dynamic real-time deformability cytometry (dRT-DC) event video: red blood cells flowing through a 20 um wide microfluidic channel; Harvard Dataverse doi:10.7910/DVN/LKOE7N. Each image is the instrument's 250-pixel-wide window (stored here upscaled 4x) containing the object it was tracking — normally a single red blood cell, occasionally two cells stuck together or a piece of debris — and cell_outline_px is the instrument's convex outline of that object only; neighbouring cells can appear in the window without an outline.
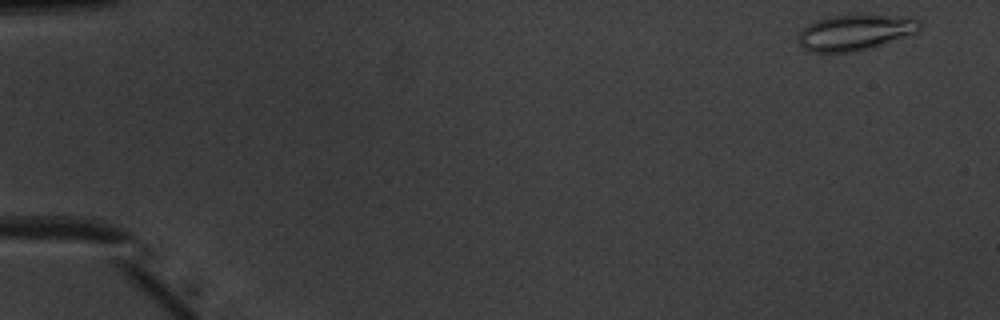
{"species": "common noctule bat (a hibernating species)", "species_latin": "Nyctalus noctula", "temperature_condition": "warm", "stored_images_in_passage": 50, "camera_frame_rate_fps": 3000, "um_per_image_px": 0.085, "animal": {"sex": "male", "body_mass_g": 20.1, "forearm_length_mm": 53.5}, "frame": {"image": 1, "passage_image": 2, "time_ms": 0.333, "image_size_px": [1000, 320], "cell_outline_px": [[924, 24], [916, 32], [880, 44], [852, 52], [812, 52], [804, 48], [800, 44], [796, 36], [808, 24], [816, 20], [832, 16], [896, 16], [916, 20]], "centroid_in_image_um": [72.61, 2.77], "position_along_channel_um": 12.4, "area_um2": 24.39}}
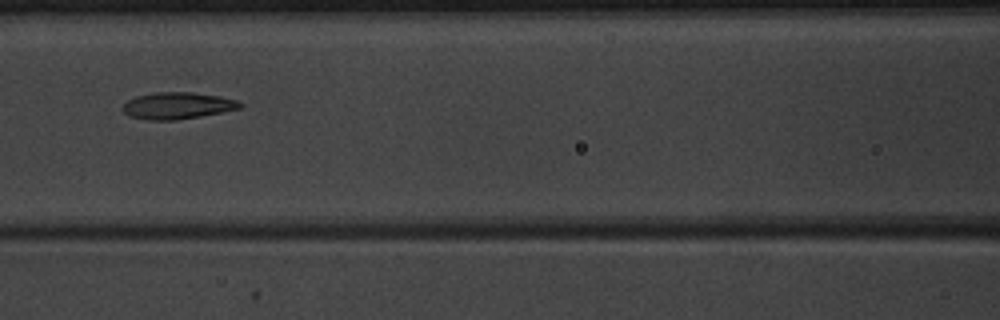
{"frame": {"image": 2, "passage_image": 23, "time_ms": 7.333, "image_size_px": [1000, 320], "cell_outline_px": [[244, 104], [240, 108], [224, 112], [176, 120], [152, 120], [132, 116], [124, 112], [120, 108], [128, 100], [136, 96], [156, 92], [192, 92], [220, 96], [240, 100]], "centroid_in_image_um": [15.14, 8.97], "position_along_channel_um": 151.5, "area_um2": 18.32}}
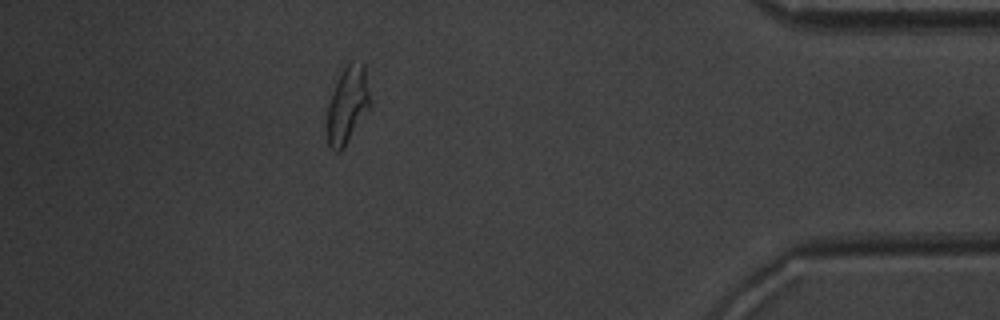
{"frame": {"image": 3, "passage_image": 45, "time_ms": 14.667, "image_size_px": [1000, 320], "cell_outline_px": [[372, 104], [344, 148], [340, 152], [336, 152], [328, 144], [328, 104], [332, 92], [344, 68], [352, 60], [364, 64]], "centroid_in_image_um": [29.57, 8.93], "position_along_channel_um": 405.6, "area_um2": 19.07}, "authors_computed_cell_mechanics": {"area_um2": 18.9295, "velocity_mm_per_s": 4.0157, "shape_relaxation_time_tau1_ms": 7.6791, "shape_relaxation_time_tau2_ms": 1.9109, "deformation_change_tau1": 0.2309, "deformation_change_tau2": 0.0767}}